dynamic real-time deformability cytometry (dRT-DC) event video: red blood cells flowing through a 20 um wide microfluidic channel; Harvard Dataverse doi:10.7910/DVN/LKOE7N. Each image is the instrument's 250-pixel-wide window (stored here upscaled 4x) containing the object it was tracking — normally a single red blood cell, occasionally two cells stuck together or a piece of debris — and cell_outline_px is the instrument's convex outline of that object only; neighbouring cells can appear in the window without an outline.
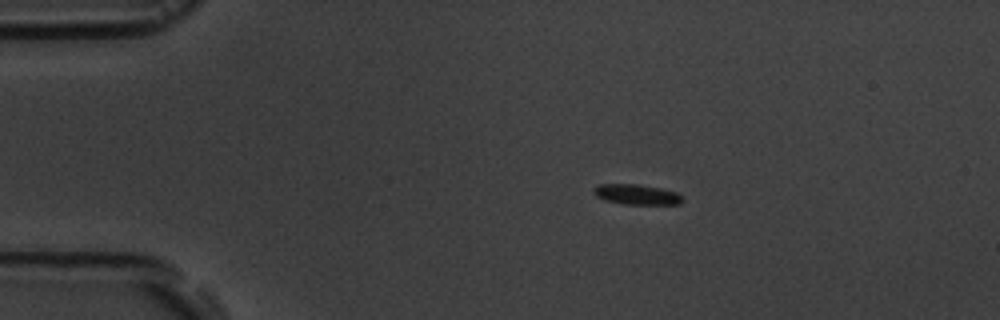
{"species": "common noctule bat (a hibernating species)", "species_latin": "Nyctalus noctula", "temperature_condition": "room temperature", "stored_images_in_passage": 5, "camera_frame_rate_fps": 3000, "um_per_image_px": 0.085, "animal": {"sex": "male", "body_mass_g": 19.5, "forearm_length_mm": 54.6}, "frame": {"image": 1, "passage_image": 2, "time_ms": 2.0, "image_size_px": [1000, 320], "cell_outline_px": [[684, 200], [680, 204], [624, 204], [604, 200], [596, 196], [592, 192], [596, 184], [636, 184], [660, 188], [676, 192]], "centroid_in_image_um": [54.07, 16.53], "position_along_channel_um": 30.9, "area_um2": 10.46}}
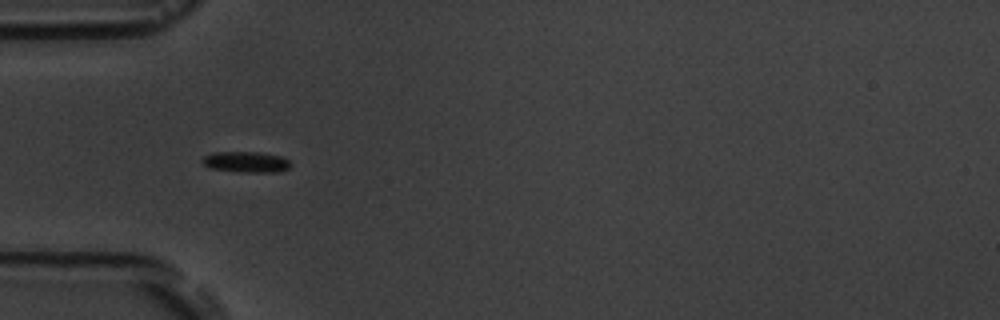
{"frame": {"image": 2, "passage_image": 4, "time_ms": 4.333, "image_size_px": [1000, 320], "cell_outline_px": [[292, 164], [288, 168], [280, 172], [240, 172], [208, 168], [200, 160], [204, 156], [212, 152], [260, 152], [280, 156], [288, 160]], "centroid_in_image_um": [20.9, 13.77], "position_along_channel_um": 64.1, "area_um2": 10.87}}
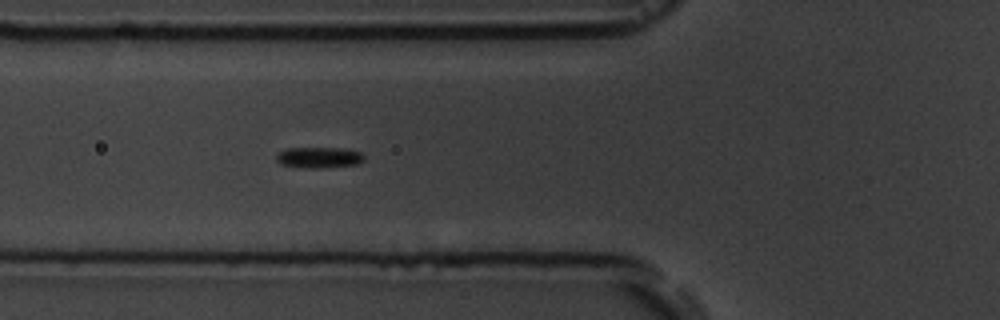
{"frame": {"image": 3, "passage_image": 5, "time_ms": 5.333, "image_size_px": [1000, 320], "cell_outline_px": [[364, 160], [356, 164], [324, 168], [300, 168], [280, 164], [276, 160], [276, 156], [280, 152], [288, 148], [344, 148], [360, 152], [364, 156]], "centroid_in_image_um": [27.1, 13.39], "position_along_channel_um": 98.7, "area_um2": 10.75}}